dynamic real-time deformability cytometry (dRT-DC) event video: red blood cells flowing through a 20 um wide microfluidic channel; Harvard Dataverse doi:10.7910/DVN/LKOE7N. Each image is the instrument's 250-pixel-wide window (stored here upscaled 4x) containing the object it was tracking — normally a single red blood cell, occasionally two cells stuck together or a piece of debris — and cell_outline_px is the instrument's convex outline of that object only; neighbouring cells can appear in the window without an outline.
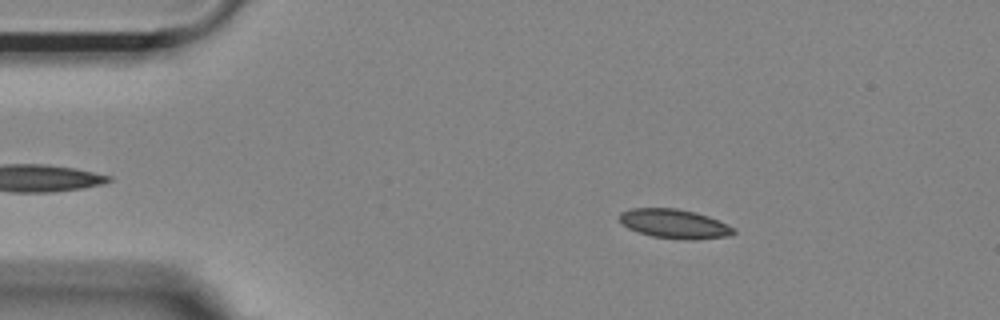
{"species": "Egyptian fruit bat (a non-hibernating species)", "species_latin": "Rousettus aegyptiacus", "temperature_condition": "room temperature", "stored_images_in_passage": 45, "camera_frame_rate_fps": 3000, "um_per_image_px": 0.085, "animal": {"sex": "female"}, "frame": {"image": 1, "passage_image": 8, "time_ms": 2.333, "image_size_px": [1000, 320], "cell_outline_px": [[736, 232], [728, 236], [652, 236], [628, 228], [620, 220], [620, 212], [632, 208], [676, 208], [696, 212], [708, 216], [728, 224], [736, 228]], "centroid_in_image_um": [57.29, 18.94], "position_along_channel_um": 27.7, "area_um2": 18.21}}
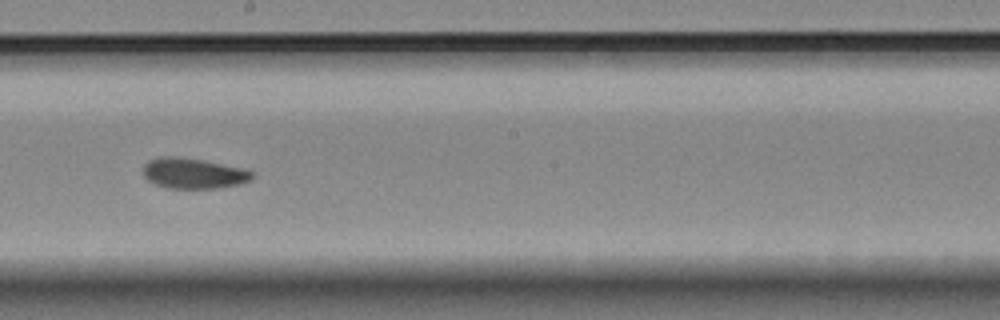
{"frame": {"image": 2, "passage_image": 29, "time_ms": 9.333, "image_size_px": [1000, 320], "cell_outline_px": [[252, 176], [248, 180], [240, 184], [216, 188], [168, 188], [156, 184], [148, 180], [144, 176], [144, 164], [148, 160], [160, 156], [176, 156], [200, 160], [244, 168], [252, 172]], "centroid_in_image_um": [16.4, 14.73], "position_along_channel_um": 231.8, "area_um2": 19.13}}
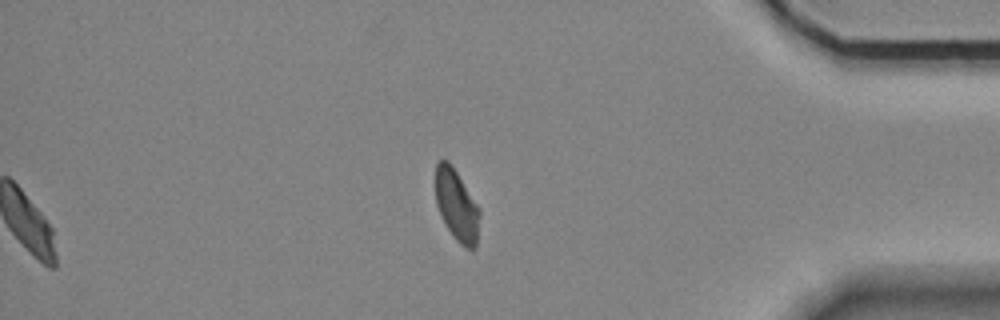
{"frame": {"image": 3, "passage_image": 45, "time_ms": 14.667, "image_size_px": [1000, 320], "cell_outline_px": [[480, 216], [476, 248], [468, 248], [460, 244], [452, 236], [436, 204], [436, 164], [440, 160], [448, 160], [480, 208]], "centroid_in_image_um": [38.83, 17.47], "position_along_channel_um": 396.4, "area_um2": 18.09}, "authors_computed_cell_mechanics": {"area_um2": 19.2474, "velocity_mm_per_s": 3.6809, "shape_relaxation_time_tau1_ms": 9.2355, "shape_relaxation_time_tau2_ms": 1.9661, "deformation_change_tau1": 0.1496, "deformation_change_tau2": 0.0652}}